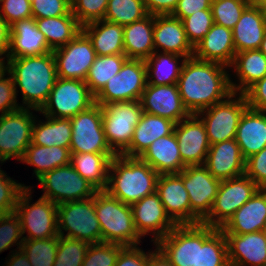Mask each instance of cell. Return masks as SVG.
<instances>
[{
    "instance_id": "1",
    "label": "cell",
    "mask_w": 266,
    "mask_h": 266,
    "mask_svg": "<svg viewBox=\"0 0 266 266\" xmlns=\"http://www.w3.org/2000/svg\"><path fill=\"white\" fill-rule=\"evenodd\" d=\"M229 67L209 61L187 58L177 86L184 107L190 114L199 112L228 98L233 92Z\"/></svg>"
},
{
    "instance_id": "2",
    "label": "cell",
    "mask_w": 266,
    "mask_h": 266,
    "mask_svg": "<svg viewBox=\"0 0 266 266\" xmlns=\"http://www.w3.org/2000/svg\"><path fill=\"white\" fill-rule=\"evenodd\" d=\"M6 70L14 81L16 96L18 89L21 90V108L40 111L57 79L53 52L31 57L7 58Z\"/></svg>"
},
{
    "instance_id": "3",
    "label": "cell",
    "mask_w": 266,
    "mask_h": 266,
    "mask_svg": "<svg viewBox=\"0 0 266 266\" xmlns=\"http://www.w3.org/2000/svg\"><path fill=\"white\" fill-rule=\"evenodd\" d=\"M159 174L139 157L114 156L109 167L106 191L127 205L156 192Z\"/></svg>"
},
{
    "instance_id": "4",
    "label": "cell",
    "mask_w": 266,
    "mask_h": 266,
    "mask_svg": "<svg viewBox=\"0 0 266 266\" xmlns=\"http://www.w3.org/2000/svg\"><path fill=\"white\" fill-rule=\"evenodd\" d=\"M94 203L102 242L122 246L140 245L142 237L135 228L131 205L124 204L106 190L96 192Z\"/></svg>"
},
{
    "instance_id": "5",
    "label": "cell",
    "mask_w": 266,
    "mask_h": 266,
    "mask_svg": "<svg viewBox=\"0 0 266 266\" xmlns=\"http://www.w3.org/2000/svg\"><path fill=\"white\" fill-rule=\"evenodd\" d=\"M57 222L59 236L83 240L90 244L102 242L94 197L58 204Z\"/></svg>"
},
{
    "instance_id": "6",
    "label": "cell",
    "mask_w": 266,
    "mask_h": 266,
    "mask_svg": "<svg viewBox=\"0 0 266 266\" xmlns=\"http://www.w3.org/2000/svg\"><path fill=\"white\" fill-rule=\"evenodd\" d=\"M32 188L26 187L18 197L14 212L20 219L24 239H48L58 236L57 204L40 197L34 204Z\"/></svg>"
},
{
    "instance_id": "7",
    "label": "cell",
    "mask_w": 266,
    "mask_h": 266,
    "mask_svg": "<svg viewBox=\"0 0 266 266\" xmlns=\"http://www.w3.org/2000/svg\"><path fill=\"white\" fill-rule=\"evenodd\" d=\"M102 125L110 148L118 155L129 145L143 113L140 100L101 105Z\"/></svg>"
},
{
    "instance_id": "8",
    "label": "cell",
    "mask_w": 266,
    "mask_h": 266,
    "mask_svg": "<svg viewBox=\"0 0 266 266\" xmlns=\"http://www.w3.org/2000/svg\"><path fill=\"white\" fill-rule=\"evenodd\" d=\"M247 108L245 95L232 93L225 100L196 114L203 121L209 144L235 139L240 118Z\"/></svg>"
},
{
    "instance_id": "9",
    "label": "cell",
    "mask_w": 266,
    "mask_h": 266,
    "mask_svg": "<svg viewBox=\"0 0 266 266\" xmlns=\"http://www.w3.org/2000/svg\"><path fill=\"white\" fill-rule=\"evenodd\" d=\"M94 104L95 96L85 81L57 77L49 98L39 114L70 119Z\"/></svg>"
},
{
    "instance_id": "10",
    "label": "cell",
    "mask_w": 266,
    "mask_h": 266,
    "mask_svg": "<svg viewBox=\"0 0 266 266\" xmlns=\"http://www.w3.org/2000/svg\"><path fill=\"white\" fill-rule=\"evenodd\" d=\"M31 108H19L16 111L0 115V164L9 159L21 161L27 147L31 144L32 129L35 122Z\"/></svg>"
},
{
    "instance_id": "11",
    "label": "cell",
    "mask_w": 266,
    "mask_h": 266,
    "mask_svg": "<svg viewBox=\"0 0 266 266\" xmlns=\"http://www.w3.org/2000/svg\"><path fill=\"white\" fill-rule=\"evenodd\" d=\"M38 182L44 192L41 197L57 205L94 197L98 191L71 164L46 172L38 179Z\"/></svg>"
},
{
    "instance_id": "12",
    "label": "cell",
    "mask_w": 266,
    "mask_h": 266,
    "mask_svg": "<svg viewBox=\"0 0 266 266\" xmlns=\"http://www.w3.org/2000/svg\"><path fill=\"white\" fill-rule=\"evenodd\" d=\"M147 84L145 60L127 59L117 75L108 80L95 96V103L105 105L111 102L140 100Z\"/></svg>"
},
{
    "instance_id": "13",
    "label": "cell",
    "mask_w": 266,
    "mask_h": 266,
    "mask_svg": "<svg viewBox=\"0 0 266 266\" xmlns=\"http://www.w3.org/2000/svg\"><path fill=\"white\" fill-rule=\"evenodd\" d=\"M259 189L245 174L222 180L211 212L201 223L220 229Z\"/></svg>"
},
{
    "instance_id": "14",
    "label": "cell",
    "mask_w": 266,
    "mask_h": 266,
    "mask_svg": "<svg viewBox=\"0 0 266 266\" xmlns=\"http://www.w3.org/2000/svg\"><path fill=\"white\" fill-rule=\"evenodd\" d=\"M72 139L70 152L74 153H115L109 146L102 125L101 105L90 108L70 118Z\"/></svg>"
},
{
    "instance_id": "15",
    "label": "cell",
    "mask_w": 266,
    "mask_h": 266,
    "mask_svg": "<svg viewBox=\"0 0 266 266\" xmlns=\"http://www.w3.org/2000/svg\"><path fill=\"white\" fill-rule=\"evenodd\" d=\"M52 52L56 60L57 77L83 81L97 56L91 40L83 31L65 46Z\"/></svg>"
},
{
    "instance_id": "16",
    "label": "cell",
    "mask_w": 266,
    "mask_h": 266,
    "mask_svg": "<svg viewBox=\"0 0 266 266\" xmlns=\"http://www.w3.org/2000/svg\"><path fill=\"white\" fill-rule=\"evenodd\" d=\"M178 175L188 192L191 211L203 221L211 212L221 180L210 174L204 165L186 166Z\"/></svg>"
},
{
    "instance_id": "17",
    "label": "cell",
    "mask_w": 266,
    "mask_h": 266,
    "mask_svg": "<svg viewBox=\"0 0 266 266\" xmlns=\"http://www.w3.org/2000/svg\"><path fill=\"white\" fill-rule=\"evenodd\" d=\"M131 208L138 234L142 238L152 234L153 243L165 237L177 225L166 213L156 192L135 202Z\"/></svg>"
},
{
    "instance_id": "18",
    "label": "cell",
    "mask_w": 266,
    "mask_h": 266,
    "mask_svg": "<svg viewBox=\"0 0 266 266\" xmlns=\"http://www.w3.org/2000/svg\"><path fill=\"white\" fill-rule=\"evenodd\" d=\"M156 193L166 213L177 224H199L202 221L191 211V204L183 179L178 174H161L156 183Z\"/></svg>"
},
{
    "instance_id": "19",
    "label": "cell",
    "mask_w": 266,
    "mask_h": 266,
    "mask_svg": "<svg viewBox=\"0 0 266 266\" xmlns=\"http://www.w3.org/2000/svg\"><path fill=\"white\" fill-rule=\"evenodd\" d=\"M174 133L183 164L204 165L210 144L203 121L196 114H190L175 124Z\"/></svg>"
},
{
    "instance_id": "20",
    "label": "cell",
    "mask_w": 266,
    "mask_h": 266,
    "mask_svg": "<svg viewBox=\"0 0 266 266\" xmlns=\"http://www.w3.org/2000/svg\"><path fill=\"white\" fill-rule=\"evenodd\" d=\"M143 112L169 119L175 124L187 118L190 113L184 107L177 84H146L140 99Z\"/></svg>"
},
{
    "instance_id": "21",
    "label": "cell",
    "mask_w": 266,
    "mask_h": 266,
    "mask_svg": "<svg viewBox=\"0 0 266 266\" xmlns=\"http://www.w3.org/2000/svg\"><path fill=\"white\" fill-rule=\"evenodd\" d=\"M154 245L173 266H196L197 224L176 225Z\"/></svg>"
},
{
    "instance_id": "22",
    "label": "cell",
    "mask_w": 266,
    "mask_h": 266,
    "mask_svg": "<svg viewBox=\"0 0 266 266\" xmlns=\"http://www.w3.org/2000/svg\"><path fill=\"white\" fill-rule=\"evenodd\" d=\"M153 41L155 52L193 57L194 47L187 39L182 21L172 15L154 16Z\"/></svg>"
},
{
    "instance_id": "23",
    "label": "cell",
    "mask_w": 266,
    "mask_h": 266,
    "mask_svg": "<svg viewBox=\"0 0 266 266\" xmlns=\"http://www.w3.org/2000/svg\"><path fill=\"white\" fill-rule=\"evenodd\" d=\"M224 235L230 266H266V237L263 231Z\"/></svg>"
},
{
    "instance_id": "24",
    "label": "cell",
    "mask_w": 266,
    "mask_h": 266,
    "mask_svg": "<svg viewBox=\"0 0 266 266\" xmlns=\"http://www.w3.org/2000/svg\"><path fill=\"white\" fill-rule=\"evenodd\" d=\"M245 159L235 139L210 145L204 166L218 180L245 174Z\"/></svg>"
},
{
    "instance_id": "25",
    "label": "cell",
    "mask_w": 266,
    "mask_h": 266,
    "mask_svg": "<svg viewBox=\"0 0 266 266\" xmlns=\"http://www.w3.org/2000/svg\"><path fill=\"white\" fill-rule=\"evenodd\" d=\"M52 50L38 30L33 17L16 21L10 26V47L7 58L44 55Z\"/></svg>"
},
{
    "instance_id": "26",
    "label": "cell",
    "mask_w": 266,
    "mask_h": 266,
    "mask_svg": "<svg viewBox=\"0 0 266 266\" xmlns=\"http://www.w3.org/2000/svg\"><path fill=\"white\" fill-rule=\"evenodd\" d=\"M266 223V189L260 188L220 228L224 234L263 231Z\"/></svg>"
},
{
    "instance_id": "27",
    "label": "cell",
    "mask_w": 266,
    "mask_h": 266,
    "mask_svg": "<svg viewBox=\"0 0 266 266\" xmlns=\"http://www.w3.org/2000/svg\"><path fill=\"white\" fill-rule=\"evenodd\" d=\"M235 54L232 30L214 23L194 47L193 57L230 67Z\"/></svg>"
},
{
    "instance_id": "28",
    "label": "cell",
    "mask_w": 266,
    "mask_h": 266,
    "mask_svg": "<svg viewBox=\"0 0 266 266\" xmlns=\"http://www.w3.org/2000/svg\"><path fill=\"white\" fill-rule=\"evenodd\" d=\"M266 32V13L252 3L232 29L236 53L259 49Z\"/></svg>"
},
{
    "instance_id": "29",
    "label": "cell",
    "mask_w": 266,
    "mask_h": 266,
    "mask_svg": "<svg viewBox=\"0 0 266 266\" xmlns=\"http://www.w3.org/2000/svg\"><path fill=\"white\" fill-rule=\"evenodd\" d=\"M235 140L245 160L266 147V111L248 107L240 118Z\"/></svg>"
},
{
    "instance_id": "30",
    "label": "cell",
    "mask_w": 266,
    "mask_h": 266,
    "mask_svg": "<svg viewBox=\"0 0 266 266\" xmlns=\"http://www.w3.org/2000/svg\"><path fill=\"white\" fill-rule=\"evenodd\" d=\"M174 126L175 123L169 119L143 112L130 145L121 154L140 157L155 140L171 134Z\"/></svg>"
},
{
    "instance_id": "31",
    "label": "cell",
    "mask_w": 266,
    "mask_h": 266,
    "mask_svg": "<svg viewBox=\"0 0 266 266\" xmlns=\"http://www.w3.org/2000/svg\"><path fill=\"white\" fill-rule=\"evenodd\" d=\"M139 158L159 175L178 174L186 167L182 162L174 131L155 140Z\"/></svg>"
},
{
    "instance_id": "32",
    "label": "cell",
    "mask_w": 266,
    "mask_h": 266,
    "mask_svg": "<svg viewBox=\"0 0 266 266\" xmlns=\"http://www.w3.org/2000/svg\"><path fill=\"white\" fill-rule=\"evenodd\" d=\"M196 266H230L226 238L220 229L197 224Z\"/></svg>"
},
{
    "instance_id": "33",
    "label": "cell",
    "mask_w": 266,
    "mask_h": 266,
    "mask_svg": "<svg viewBox=\"0 0 266 266\" xmlns=\"http://www.w3.org/2000/svg\"><path fill=\"white\" fill-rule=\"evenodd\" d=\"M154 15L123 26L124 54L128 59H148L154 52Z\"/></svg>"
},
{
    "instance_id": "34",
    "label": "cell",
    "mask_w": 266,
    "mask_h": 266,
    "mask_svg": "<svg viewBox=\"0 0 266 266\" xmlns=\"http://www.w3.org/2000/svg\"><path fill=\"white\" fill-rule=\"evenodd\" d=\"M236 81L230 80L234 93L244 94L253 84L266 76V56L259 50H247L235 54L232 65Z\"/></svg>"
},
{
    "instance_id": "35",
    "label": "cell",
    "mask_w": 266,
    "mask_h": 266,
    "mask_svg": "<svg viewBox=\"0 0 266 266\" xmlns=\"http://www.w3.org/2000/svg\"><path fill=\"white\" fill-rule=\"evenodd\" d=\"M97 56L124 54L123 26L105 20L82 26Z\"/></svg>"
},
{
    "instance_id": "36",
    "label": "cell",
    "mask_w": 266,
    "mask_h": 266,
    "mask_svg": "<svg viewBox=\"0 0 266 266\" xmlns=\"http://www.w3.org/2000/svg\"><path fill=\"white\" fill-rule=\"evenodd\" d=\"M116 153H74L71 154L72 167L98 191L106 190L109 167Z\"/></svg>"
},
{
    "instance_id": "37",
    "label": "cell",
    "mask_w": 266,
    "mask_h": 266,
    "mask_svg": "<svg viewBox=\"0 0 266 266\" xmlns=\"http://www.w3.org/2000/svg\"><path fill=\"white\" fill-rule=\"evenodd\" d=\"M70 159V148L39 146L31 143L20 162L33 166V174L38 180L46 172L70 164Z\"/></svg>"
},
{
    "instance_id": "38",
    "label": "cell",
    "mask_w": 266,
    "mask_h": 266,
    "mask_svg": "<svg viewBox=\"0 0 266 266\" xmlns=\"http://www.w3.org/2000/svg\"><path fill=\"white\" fill-rule=\"evenodd\" d=\"M46 121L36 120L32 129V144L70 148L72 124L70 119L44 116Z\"/></svg>"
},
{
    "instance_id": "39",
    "label": "cell",
    "mask_w": 266,
    "mask_h": 266,
    "mask_svg": "<svg viewBox=\"0 0 266 266\" xmlns=\"http://www.w3.org/2000/svg\"><path fill=\"white\" fill-rule=\"evenodd\" d=\"M35 22L52 51L65 46L82 31V26L74 15L39 18Z\"/></svg>"
},
{
    "instance_id": "40",
    "label": "cell",
    "mask_w": 266,
    "mask_h": 266,
    "mask_svg": "<svg viewBox=\"0 0 266 266\" xmlns=\"http://www.w3.org/2000/svg\"><path fill=\"white\" fill-rule=\"evenodd\" d=\"M186 59V57L174 53L154 52L145 60L147 83L151 85L177 84Z\"/></svg>"
},
{
    "instance_id": "41",
    "label": "cell",
    "mask_w": 266,
    "mask_h": 266,
    "mask_svg": "<svg viewBox=\"0 0 266 266\" xmlns=\"http://www.w3.org/2000/svg\"><path fill=\"white\" fill-rule=\"evenodd\" d=\"M127 59L125 54L96 56L85 79L94 96L103 89L108 80L119 73Z\"/></svg>"
},
{
    "instance_id": "42",
    "label": "cell",
    "mask_w": 266,
    "mask_h": 266,
    "mask_svg": "<svg viewBox=\"0 0 266 266\" xmlns=\"http://www.w3.org/2000/svg\"><path fill=\"white\" fill-rule=\"evenodd\" d=\"M147 15L143 0H108L103 20L125 26Z\"/></svg>"
},
{
    "instance_id": "43",
    "label": "cell",
    "mask_w": 266,
    "mask_h": 266,
    "mask_svg": "<svg viewBox=\"0 0 266 266\" xmlns=\"http://www.w3.org/2000/svg\"><path fill=\"white\" fill-rule=\"evenodd\" d=\"M59 244V235L48 239H24L21 249L31 266H53Z\"/></svg>"
},
{
    "instance_id": "44",
    "label": "cell",
    "mask_w": 266,
    "mask_h": 266,
    "mask_svg": "<svg viewBox=\"0 0 266 266\" xmlns=\"http://www.w3.org/2000/svg\"><path fill=\"white\" fill-rule=\"evenodd\" d=\"M250 4V0H212L213 21L232 30Z\"/></svg>"
},
{
    "instance_id": "45",
    "label": "cell",
    "mask_w": 266,
    "mask_h": 266,
    "mask_svg": "<svg viewBox=\"0 0 266 266\" xmlns=\"http://www.w3.org/2000/svg\"><path fill=\"white\" fill-rule=\"evenodd\" d=\"M90 243L59 236V244L53 266H82Z\"/></svg>"
},
{
    "instance_id": "46",
    "label": "cell",
    "mask_w": 266,
    "mask_h": 266,
    "mask_svg": "<svg viewBox=\"0 0 266 266\" xmlns=\"http://www.w3.org/2000/svg\"><path fill=\"white\" fill-rule=\"evenodd\" d=\"M124 247L107 242L90 244L82 266H115L119 253Z\"/></svg>"
},
{
    "instance_id": "47",
    "label": "cell",
    "mask_w": 266,
    "mask_h": 266,
    "mask_svg": "<svg viewBox=\"0 0 266 266\" xmlns=\"http://www.w3.org/2000/svg\"><path fill=\"white\" fill-rule=\"evenodd\" d=\"M107 3L108 0H71V12L84 26L104 19Z\"/></svg>"
},
{
    "instance_id": "48",
    "label": "cell",
    "mask_w": 266,
    "mask_h": 266,
    "mask_svg": "<svg viewBox=\"0 0 266 266\" xmlns=\"http://www.w3.org/2000/svg\"><path fill=\"white\" fill-rule=\"evenodd\" d=\"M188 41L193 47L209 32L214 24L211 10H200L182 20Z\"/></svg>"
},
{
    "instance_id": "49",
    "label": "cell",
    "mask_w": 266,
    "mask_h": 266,
    "mask_svg": "<svg viewBox=\"0 0 266 266\" xmlns=\"http://www.w3.org/2000/svg\"><path fill=\"white\" fill-rule=\"evenodd\" d=\"M24 241L19 217L15 212L0 217V253L17 246L20 249ZM15 244V245H14Z\"/></svg>"
},
{
    "instance_id": "50",
    "label": "cell",
    "mask_w": 266,
    "mask_h": 266,
    "mask_svg": "<svg viewBox=\"0 0 266 266\" xmlns=\"http://www.w3.org/2000/svg\"><path fill=\"white\" fill-rule=\"evenodd\" d=\"M0 168V217L13 213L18 197L26 187L25 184L17 183Z\"/></svg>"
},
{
    "instance_id": "51",
    "label": "cell",
    "mask_w": 266,
    "mask_h": 266,
    "mask_svg": "<svg viewBox=\"0 0 266 266\" xmlns=\"http://www.w3.org/2000/svg\"><path fill=\"white\" fill-rule=\"evenodd\" d=\"M34 19L73 15L71 0H31Z\"/></svg>"
},
{
    "instance_id": "52",
    "label": "cell",
    "mask_w": 266,
    "mask_h": 266,
    "mask_svg": "<svg viewBox=\"0 0 266 266\" xmlns=\"http://www.w3.org/2000/svg\"><path fill=\"white\" fill-rule=\"evenodd\" d=\"M0 16L11 26L32 17L31 0H1Z\"/></svg>"
},
{
    "instance_id": "53",
    "label": "cell",
    "mask_w": 266,
    "mask_h": 266,
    "mask_svg": "<svg viewBox=\"0 0 266 266\" xmlns=\"http://www.w3.org/2000/svg\"><path fill=\"white\" fill-rule=\"evenodd\" d=\"M7 74L8 77H5ZM21 108L17 103L14 81L10 73L5 70L0 74V115L13 112Z\"/></svg>"
},
{
    "instance_id": "54",
    "label": "cell",
    "mask_w": 266,
    "mask_h": 266,
    "mask_svg": "<svg viewBox=\"0 0 266 266\" xmlns=\"http://www.w3.org/2000/svg\"><path fill=\"white\" fill-rule=\"evenodd\" d=\"M245 175L260 188L266 189V147L245 161Z\"/></svg>"
},
{
    "instance_id": "55",
    "label": "cell",
    "mask_w": 266,
    "mask_h": 266,
    "mask_svg": "<svg viewBox=\"0 0 266 266\" xmlns=\"http://www.w3.org/2000/svg\"><path fill=\"white\" fill-rule=\"evenodd\" d=\"M149 250L145 253L138 245L125 246L119 253L115 266H146Z\"/></svg>"
},
{
    "instance_id": "56",
    "label": "cell",
    "mask_w": 266,
    "mask_h": 266,
    "mask_svg": "<svg viewBox=\"0 0 266 266\" xmlns=\"http://www.w3.org/2000/svg\"><path fill=\"white\" fill-rule=\"evenodd\" d=\"M244 95L249 108L266 111V76L253 84Z\"/></svg>"
},
{
    "instance_id": "57",
    "label": "cell",
    "mask_w": 266,
    "mask_h": 266,
    "mask_svg": "<svg viewBox=\"0 0 266 266\" xmlns=\"http://www.w3.org/2000/svg\"><path fill=\"white\" fill-rule=\"evenodd\" d=\"M211 3L212 0H179L172 16L182 21L200 10H211Z\"/></svg>"
},
{
    "instance_id": "58",
    "label": "cell",
    "mask_w": 266,
    "mask_h": 266,
    "mask_svg": "<svg viewBox=\"0 0 266 266\" xmlns=\"http://www.w3.org/2000/svg\"><path fill=\"white\" fill-rule=\"evenodd\" d=\"M148 14L172 15L179 0H143Z\"/></svg>"
},
{
    "instance_id": "59",
    "label": "cell",
    "mask_w": 266,
    "mask_h": 266,
    "mask_svg": "<svg viewBox=\"0 0 266 266\" xmlns=\"http://www.w3.org/2000/svg\"><path fill=\"white\" fill-rule=\"evenodd\" d=\"M10 47V25L0 16V57L7 60Z\"/></svg>"
},
{
    "instance_id": "60",
    "label": "cell",
    "mask_w": 266,
    "mask_h": 266,
    "mask_svg": "<svg viewBox=\"0 0 266 266\" xmlns=\"http://www.w3.org/2000/svg\"><path fill=\"white\" fill-rule=\"evenodd\" d=\"M11 253L12 254H9L6 263H4L6 266H31L25 252L21 248L17 250L15 249L11 251Z\"/></svg>"
},
{
    "instance_id": "61",
    "label": "cell",
    "mask_w": 266,
    "mask_h": 266,
    "mask_svg": "<svg viewBox=\"0 0 266 266\" xmlns=\"http://www.w3.org/2000/svg\"><path fill=\"white\" fill-rule=\"evenodd\" d=\"M155 250H149V257L146 266H173L165 255L156 247Z\"/></svg>"
},
{
    "instance_id": "62",
    "label": "cell",
    "mask_w": 266,
    "mask_h": 266,
    "mask_svg": "<svg viewBox=\"0 0 266 266\" xmlns=\"http://www.w3.org/2000/svg\"><path fill=\"white\" fill-rule=\"evenodd\" d=\"M251 3L266 13V0H251Z\"/></svg>"
},
{
    "instance_id": "63",
    "label": "cell",
    "mask_w": 266,
    "mask_h": 266,
    "mask_svg": "<svg viewBox=\"0 0 266 266\" xmlns=\"http://www.w3.org/2000/svg\"><path fill=\"white\" fill-rule=\"evenodd\" d=\"M259 50L266 56V32L264 38L260 44Z\"/></svg>"
},
{
    "instance_id": "64",
    "label": "cell",
    "mask_w": 266,
    "mask_h": 266,
    "mask_svg": "<svg viewBox=\"0 0 266 266\" xmlns=\"http://www.w3.org/2000/svg\"><path fill=\"white\" fill-rule=\"evenodd\" d=\"M5 70H6L5 59L0 57V74H2Z\"/></svg>"
},
{
    "instance_id": "65",
    "label": "cell",
    "mask_w": 266,
    "mask_h": 266,
    "mask_svg": "<svg viewBox=\"0 0 266 266\" xmlns=\"http://www.w3.org/2000/svg\"><path fill=\"white\" fill-rule=\"evenodd\" d=\"M264 234H265V237H266V223H265V227H264V230H263Z\"/></svg>"
}]
</instances>
